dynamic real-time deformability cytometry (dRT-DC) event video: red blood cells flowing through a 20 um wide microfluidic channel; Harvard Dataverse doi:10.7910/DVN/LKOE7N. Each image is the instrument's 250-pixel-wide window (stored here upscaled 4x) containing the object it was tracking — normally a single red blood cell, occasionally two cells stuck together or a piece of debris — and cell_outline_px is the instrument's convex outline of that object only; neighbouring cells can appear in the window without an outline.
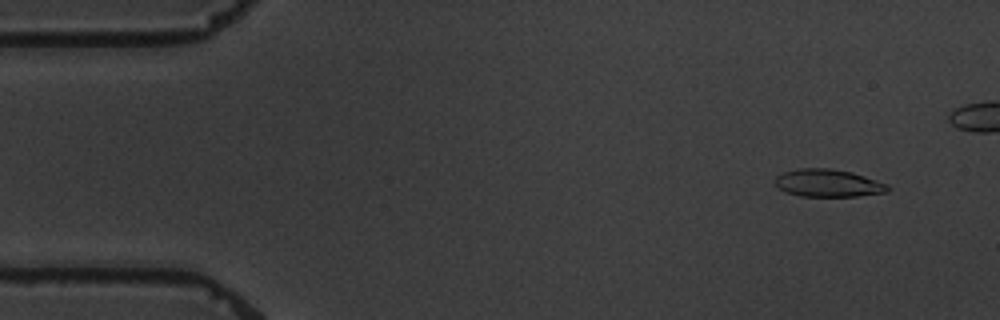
{"species": "common noctule bat (a hibernating species)", "species_latin": "Nyctalus noctula", "temperature_condition": "warm", "stored_images_in_passage": 7, "camera_frame_rate_fps": 3000, "um_per_image_px": 0.085, "animal": {"sex": "male", "body_mass_g": 19.5, "forearm_length_mm": 54.6}, "frame": {"image": 1, "passage_image": 2, "time_ms": 1.0, "image_size_px": [1000, 320], "cell_outline_px": [[892, 188], [888, 192], [856, 196], [800, 196], [784, 192], [776, 184], [776, 176], [784, 172], [796, 168], [832, 168], [852, 172], [888, 184]], "centroid_in_image_um": [70.41, 15.56], "position_along_channel_um": 14.6, "area_um2": 18.21}}
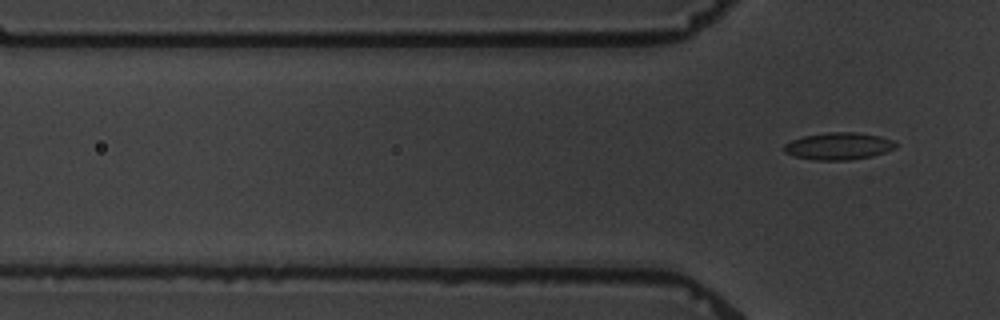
{"frame": {"image": 2, "passage_image": 7, "time_ms": 7.333, "image_size_px": [1000, 320], "cell_outline_px": [[896, 148], [872, 156], [848, 160], [812, 160], [792, 156], [784, 152], [784, 144], [792, 140], [804, 136], [828, 132], [852, 132], [880, 136], [896, 140]], "centroid_in_image_um": [71.27, 12.42], "position_along_channel_um": 54.5, "area_um2": 17.74}}